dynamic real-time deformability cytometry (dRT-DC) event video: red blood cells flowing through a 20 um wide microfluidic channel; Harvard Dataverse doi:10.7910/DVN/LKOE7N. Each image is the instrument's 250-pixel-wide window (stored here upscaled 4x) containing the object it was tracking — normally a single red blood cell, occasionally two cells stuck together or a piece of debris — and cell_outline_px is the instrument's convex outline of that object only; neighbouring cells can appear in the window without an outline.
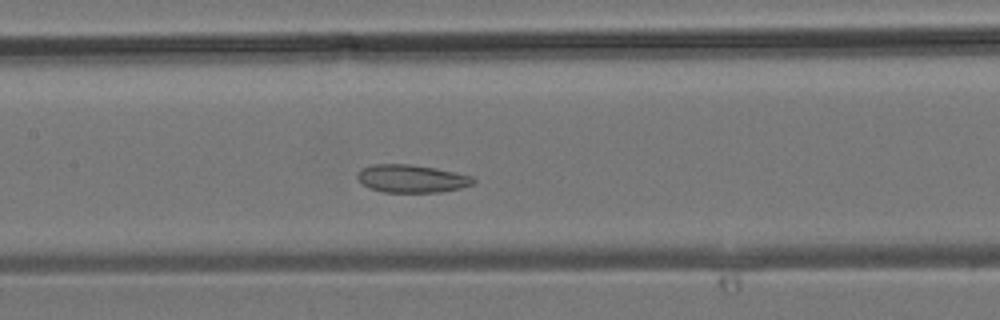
{"species": "common noctule bat (a hibernating species)", "species_latin": "Nyctalus noctula", "temperature_condition": "room temperature", "stored_images_in_passage": 26, "camera_frame_rate_fps": 3000, "um_per_image_px": 0.085, "animal": {"sex": "male", "body_mass_g": 19.2, "forearm_length_mm": 51.8}, "frame": {"image": 1, "passage_image": 12, "time_ms": 3.667, "image_size_px": [1000, 320], "cell_outline_px": [[476, 180], [472, 184], [460, 188], [440, 192], [384, 192], [368, 188], [356, 180], [356, 176], [360, 168], [372, 164], [412, 164], [436, 168], [472, 176]], "centroid_in_image_um": [34.93, 15.18], "position_along_channel_um": 172.5, "area_um2": 19.02}}
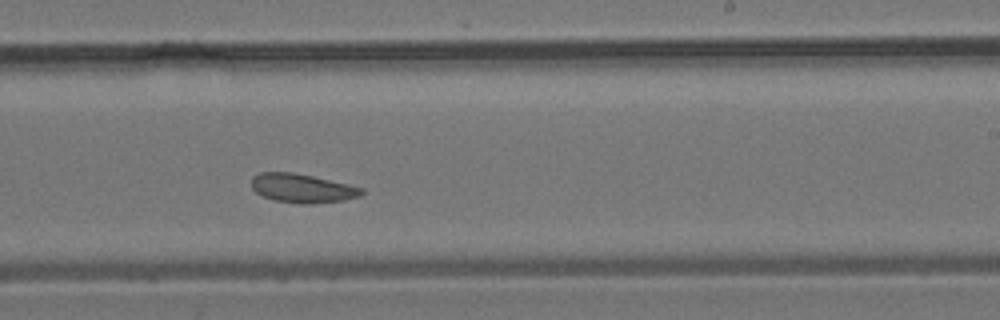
{"frame": {"image": 2, "passage_image": 17, "time_ms": 5.333, "image_size_px": [1000, 320], "cell_outline_px": [[364, 192], [360, 196], [344, 200], [312, 204], [300, 204], [276, 200], [264, 196], [256, 192], [252, 188], [252, 176], [260, 172], [292, 172], [312, 176], [348, 184], [364, 188]], "centroid_in_image_um": [25.7, 16.0], "position_along_channel_um": 263.3, "area_um2": 18.5}}
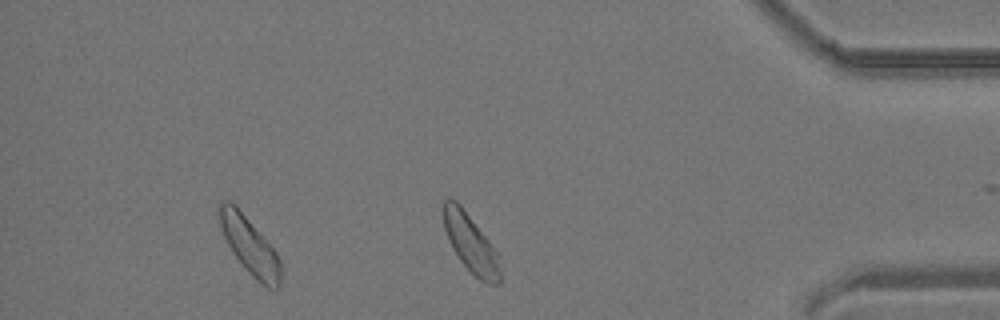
{"frame": {"image": 3, "passage_image": 26, "time_ms": 8.333, "image_size_px": [1000, 320], "cell_outline_px": [[500, 284], [488, 284], [480, 280], [460, 260], [452, 248], [448, 240], [444, 228], [444, 200], [456, 200], [460, 204], [488, 240], [496, 252], [500, 268]], "centroid_in_image_um": [40.01, 20.71], "position_along_channel_um": 395.2, "area_um2": 18.61}}